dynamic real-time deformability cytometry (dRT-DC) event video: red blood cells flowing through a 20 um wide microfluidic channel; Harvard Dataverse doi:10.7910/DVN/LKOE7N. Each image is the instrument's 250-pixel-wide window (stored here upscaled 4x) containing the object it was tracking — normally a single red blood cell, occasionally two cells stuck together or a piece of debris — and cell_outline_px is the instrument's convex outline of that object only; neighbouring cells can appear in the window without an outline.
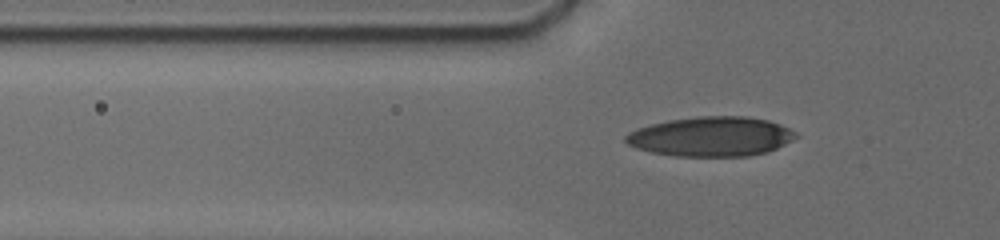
{"species": "human", "species_latin": "Homo sapiens", "temperature_condition": "cold", "stored_images_in_passage": 51, "camera_frame_rate_fps": 3000, "um_per_image_px": 0.085, "donor": {"sex": "male"}, "frame": {"image": 1, "passage_image": 19, "time_ms": 6.667, "image_size_px": [1000, 240], "cell_outline_px": [[800, 136], [768, 152], [748, 156], [676, 156], [652, 152], [636, 148], [628, 144], [624, 140], [624, 136], [628, 132], [652, 124], [668, 120], [696, 116], [748, 116], [768, 120], [780, 124], [796, 132]], "centroid_in_image_um": [60.46, 11.6], "position_along_channel_um": 65.3, "area_um2": 39.36}}
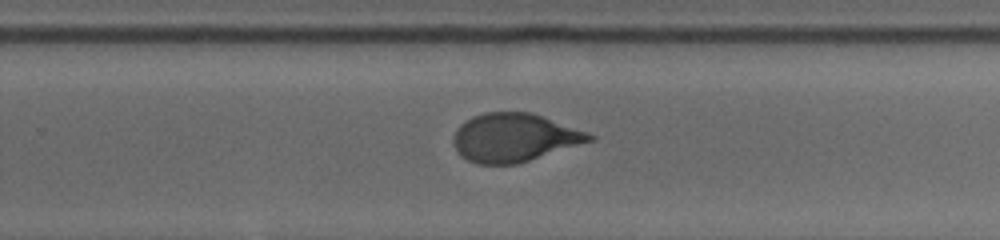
{"frame": {"image": 2, "passage_image": 35, "time_ms": 12.667, "image_size_px": [1000, 240], "cell_outline_px": [[596, 140], [516, 164], [476, 164], [460, 156], [452, 140], [452, 136], [456, 128], [460, 124], [472, 116], [484, 112], [532, 112], [588, 132], [596, 136]], "centroid_in_image_um": [43.71, 11.69], "position_along_channel_um": 286.1, "area_um2": 38.61}}
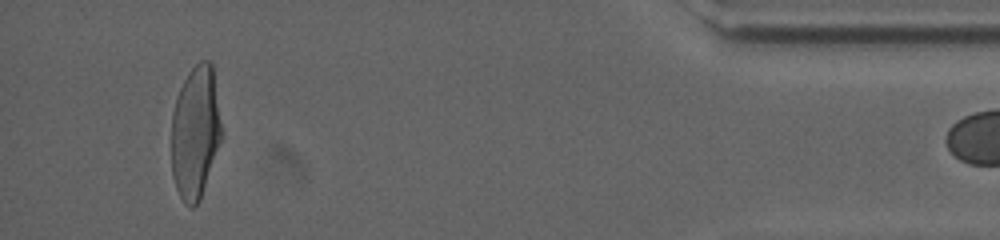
{"frame": {"image": 3, "passage_image": 50, "time_ms": 17.667, "image_size_px": [1000, 240], "cell_outline_px": [[224, 136], [200, 200], [192, 208], [184, 204], [176, 188], [172, 176], [172, 112], [180, 88], [188, 72], [200, 60], [208, 60], [212, 64]], "centroid_in_image_um": [16.63, 11.27], "position_along_channel_um": 418.6, "area_um2": 39.36}}